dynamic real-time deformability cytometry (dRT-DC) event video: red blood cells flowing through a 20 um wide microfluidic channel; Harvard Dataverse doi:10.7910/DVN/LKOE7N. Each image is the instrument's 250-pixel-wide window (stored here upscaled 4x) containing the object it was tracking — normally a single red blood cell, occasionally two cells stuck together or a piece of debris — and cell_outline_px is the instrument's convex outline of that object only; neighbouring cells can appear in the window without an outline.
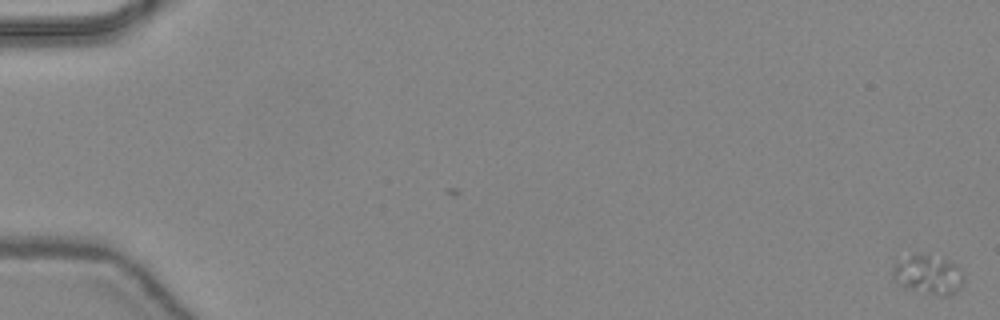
{"species": "common noctule bat (a hibernating species)", "species_latin": "Nyctalus noctula", "temperature_condition": "warm", "stored_images_in_passage": 49, "camera_frame_rate_fps": 3000, "um_per_image_px": 0.085, "animal": {"sex": "female", "body_mass_g": 24.6, "forearm_length_mm": 56.2}, "frame": {"image": 1, "passage_image": 1, "time_ms": 0.0, "image_size_px": [1000, 320], "cell_outline_px": [[964, 284], [956, 292], [948, 296], [940, 296], [912, 288], [904, 284], [892, 276], [892, 268], [896, 264], [912, 256], [924, 252], [956, 264], [964, 272]], "centroid_in_image_um": [79.02, 23.34], "position_along_channel_um": 6.0, "area_um2": 15.72}}
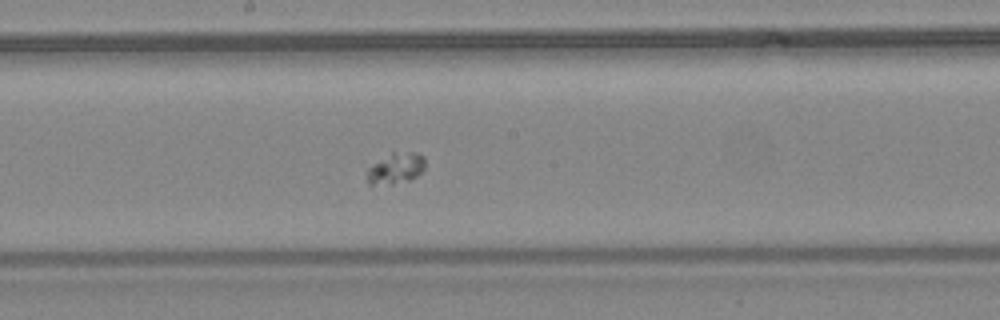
{"frame": {"image": 2, "passage_image": 28, "time_ms": 9.0, "image_size_px": [1000, 320], "cell_outline_px": [[424, 168], [416, 176], [408, 180], [392, 184], [368, 184], [368, 168], [392, 152], [416, 152], [424, 156]], "centroid_in_image_um": [33.67, 14.3], "position_along_channel_um": 214.5, "area_um2": 10.17}}
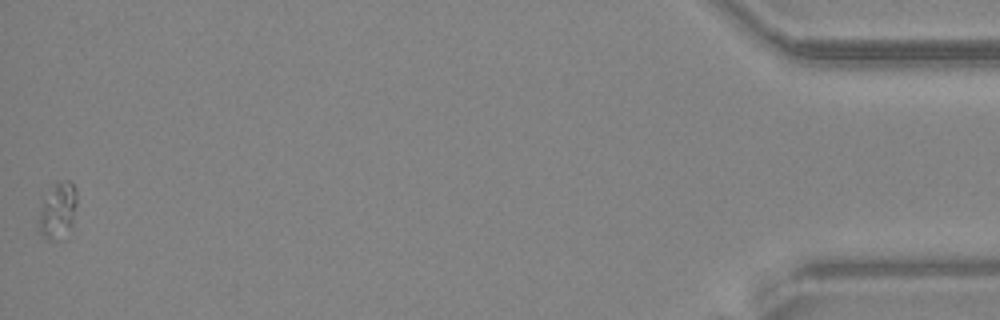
{"frame": {"image": 3, "passage_image": 49, "time_ms": 16.0, "image_size_px": [1000, 320], "cell_outline_px": [[76, 204], [72, 224], [52, 240], [48, 240], [36, 232], [36, 228], [40, 200], [60, 180], [68, 180], [76, 188]], "centroid_in_image_um": [4.82, 17.86], "position_along_channel_um": 430.4, "area_um2": 12.43}}